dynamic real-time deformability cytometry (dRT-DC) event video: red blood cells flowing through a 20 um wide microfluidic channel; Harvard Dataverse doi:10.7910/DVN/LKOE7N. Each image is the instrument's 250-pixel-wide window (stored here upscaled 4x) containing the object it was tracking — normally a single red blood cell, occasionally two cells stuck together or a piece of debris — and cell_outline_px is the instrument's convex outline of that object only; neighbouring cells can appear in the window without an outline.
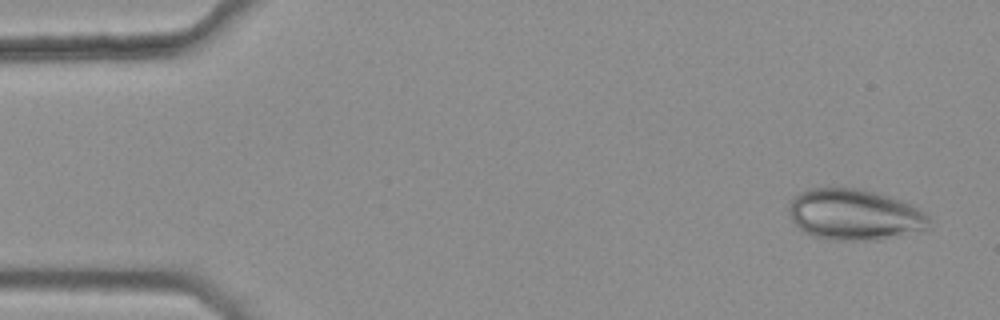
{"species": "common noctule bat (a hibernating species)", "species_latin": "Nyctalus noctula", "temperature_condition": "warm", "stored_images_in_passage": 43, "camera_frame_rate_fps": 3000, "um_per_image_px": 0.085, "animal": {"sex": "female", "body_mass_g": 25.1}, "frame": {"image": 1, "passage_image": 1, "time_ms": 0.0, "image_size_px": [1000, 320], "cell_outline_px": [[928, 228], [880, 240], [832, 240], [812, 236], [804, 232], [792, 220], [788, 212], [788, 204], [792, 196], [808, 188], [864, 188], [912, 204], [924, 212], [928, 216]], "centroid_in_image_um": [72.58, 18.23], "position_along_channel_um": 12.4, "area_um2": 41.91}}
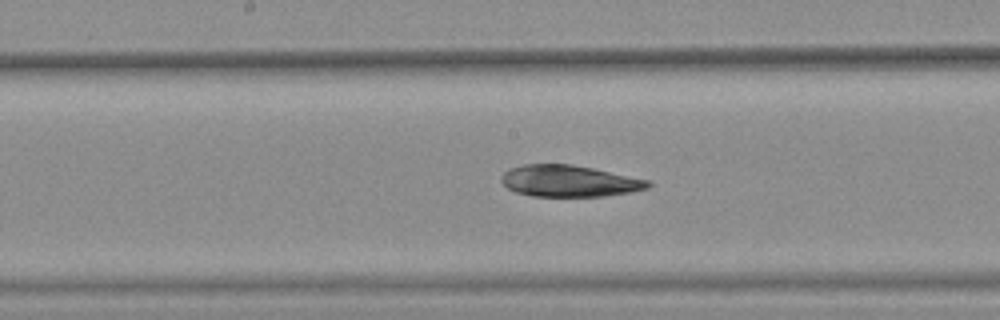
{"frame": {"image": 2, "passage_image": 25, "time_ms": 8.0, "image_size_px": [1000, 320], "cell_outline_px": [[652, 184], [648, 188], [632, 192], [604, 196], [532, 196], [516, 192], [508, 188], [500, 180], [500, 176], [508, 168], [524, 164], [572, 164], [592, 168], [648, 180]], "centroid_in_image_um": [48.35, 15.38], "position_along_channel_um": 199.9, "area_um2": 26.93}}
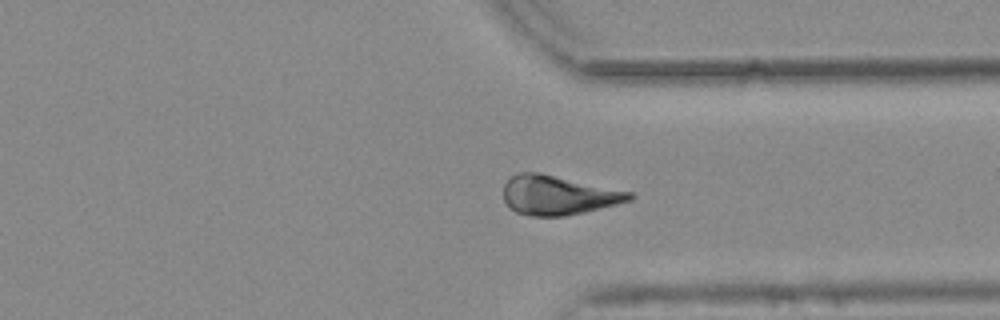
{"frame": {"image": 3, "passage_image": 38, "time_ms": 12.333, "image_size_px": [1000, 320], "cell_outline_px": [[636, 196], [632, 200], [584, 212], [564, 216], [528, 216], [516, 212], [504, 200], [504, 184], [516, 172], [540, 172], [632, 192]], "centroid_in_image_um": [47.45, 16.58], "position_along_channel_um": 363.9, "area_um2": 28.84}, "authors_computed_cell_mechanics": {"area_um2": 28.4954, "velocity_mm_per_s": 3.7867, "shape_relaxation_time_tau1_ms": null, "shape_relaxation_time_tau2_ms": 4.6673, "deformation_change_tau1": null, "deformation_change_tau2": 0.0871}}